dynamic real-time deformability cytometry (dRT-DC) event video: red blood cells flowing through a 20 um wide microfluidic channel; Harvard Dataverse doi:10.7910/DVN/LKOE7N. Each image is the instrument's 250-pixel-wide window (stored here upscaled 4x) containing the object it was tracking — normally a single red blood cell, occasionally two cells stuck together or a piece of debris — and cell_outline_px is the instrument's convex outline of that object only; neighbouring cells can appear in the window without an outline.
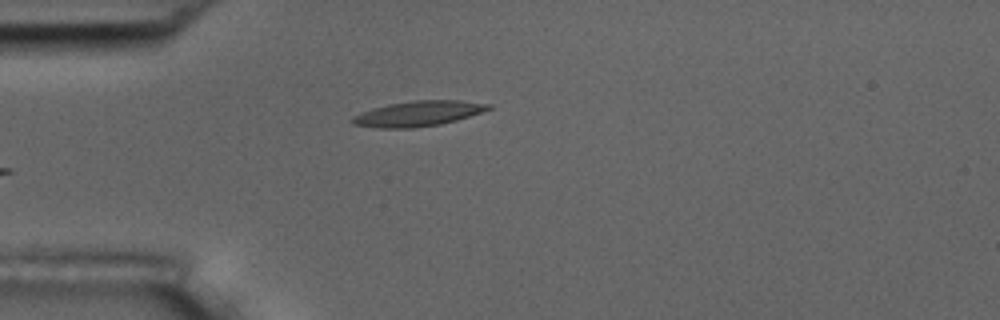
{"species": "common noctule bat (a hibernating species)", "species_latin": "Nyctalus noctula", "temperature_condition": "room temperature", "stored_images_in_passage": 6, "camera_frame_rate_fps": 3000, "um_per_image_px": 0.085, "animal": {"sex": "male", "body_mass_g": 17.5, "forearm_length_mm": 52.3}, "frame": {"image": 1, "passage_image": 6, "time_ms": 6.0, "image_size_px": [1000, 320], "cell_outline_px": [[492, 108], [456, 120], [440, 124], [412, 128], [380, 128], [352, 124], [348, 120], [352, 116], [360, 112], [372, 108], [388, 104], [412, 100], [460, 100], [492, 104]], "centroid_in_image_um": [35.49, 9.65], "position_along_channel_um": 49.5, "area_um2": 20.11}}